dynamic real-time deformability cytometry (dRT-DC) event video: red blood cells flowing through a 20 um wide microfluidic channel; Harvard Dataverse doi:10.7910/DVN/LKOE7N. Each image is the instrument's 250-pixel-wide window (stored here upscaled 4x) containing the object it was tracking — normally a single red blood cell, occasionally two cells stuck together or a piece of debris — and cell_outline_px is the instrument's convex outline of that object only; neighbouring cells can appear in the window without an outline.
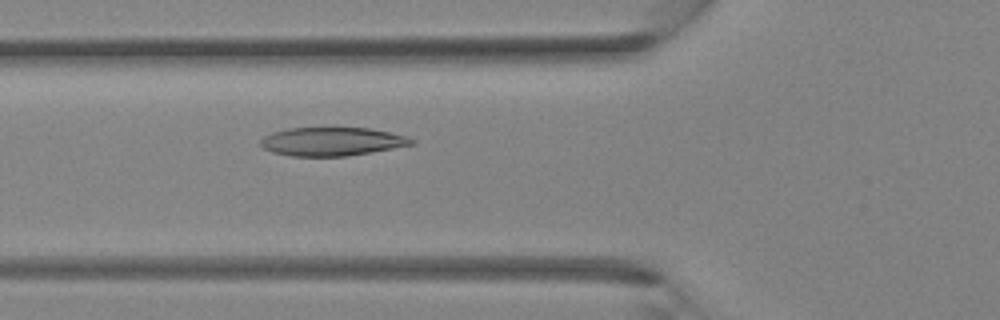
{"species": "Egyptian fruit bat (a non-hibernating species)", "species_latin": "Rousettus aegyptiacus", "temperature_condition": "room temperature", "stored_images_in_passage": 38, "camera_frame_rate_fps": 3000, "um_per_image_px": 0.085, "animal": {"sex": "female"}, "frame": {"image": 1, "passage_image": 14, "time_ms": 4.333, "image_size_px": [1000, 320], "cell_outline_px": [[416, 144], [348, 156], [292, 156], [272, 152], [264, 148], [260, 144], [260, 140], [264, 136], [272, 132], [288, 128], [368, 128], [408, 136], [416, 140]], "centroid_in_image_um": [28.23, 12.03], "position_along_channel_um": 97.6, "area_um2": 25.09}}
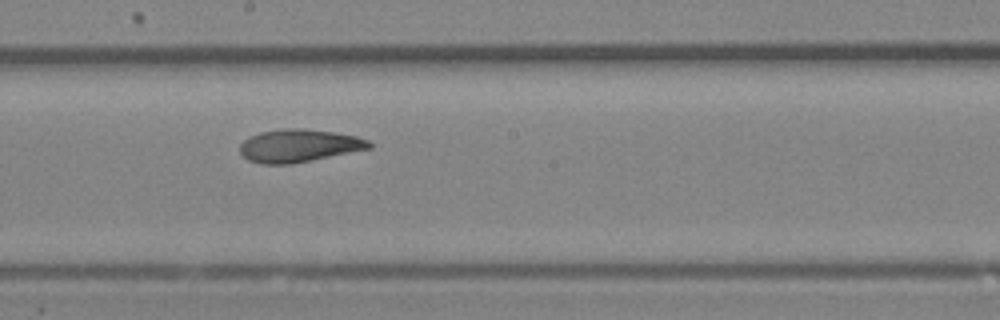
{"frame": {"image": 2, "passage_image": 21, "time_ms": 6.667, "image_size_px": [1000, 320], "cell_outline_px": [[372, 148], [292, 164], [260, 164], [248, 160], [240, 152], [240, 144], [248, 136], [260, 132], [284, 128], [304, 128], [332, 132], [356, 136], [368, 140], [372, 144]], "centroid_in_image_um": [25.39, 12.38], "position_along_channel_um": 222.8, "area_um2": 24.8}}
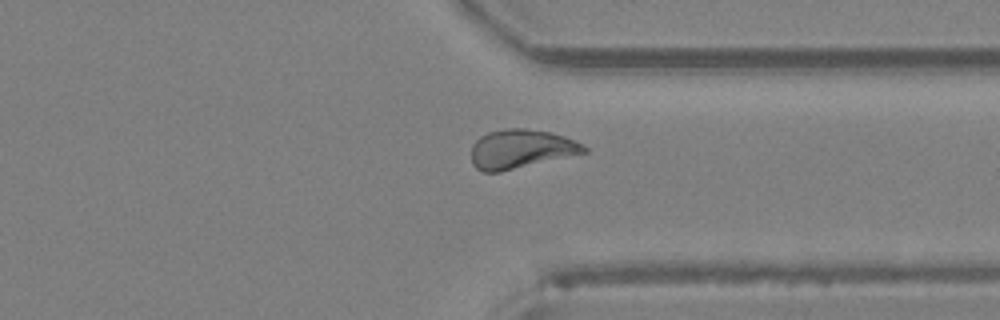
{"frame": {"image": 3, "passage_image": 29, "time_ms": 9.333, "image_size_px": [1000, 320], "cell_outline_px": [[588, 152], [500, 172], [484, 172], [476, 168], [472, 164], [472, 144], [480, 136], [488, 132], [504, 128], [524, 128], [552, 132], [564, 136], [584, 144], [588, 148]], "centroid_in_image_um": [44.29, 12.66], "position_along_channel_um": 367.1, "area_um2": 25.78}}